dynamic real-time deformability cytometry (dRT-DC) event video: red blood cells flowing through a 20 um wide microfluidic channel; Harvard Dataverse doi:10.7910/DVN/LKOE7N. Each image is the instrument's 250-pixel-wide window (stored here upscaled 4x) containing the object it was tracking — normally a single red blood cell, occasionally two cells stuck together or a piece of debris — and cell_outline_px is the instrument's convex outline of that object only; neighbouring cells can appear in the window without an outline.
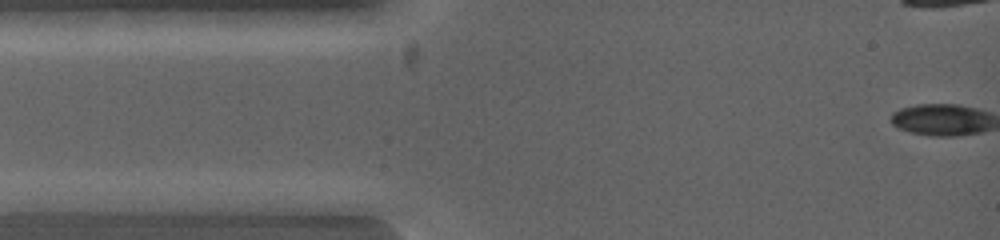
{"species": "common noctule bat (a hibernating species)", "species_latin": "Nyctalus noctula", "temperature_condition": "warm", "stored_images_in_passage": 3, "camera_frame_rate_fps": 5000, "um_per_image_px": 0.085, "animal": {"sex": "female", "body_mass_g": 19.0, "forearm_length_mm": 53.3}, "frame": {"image": 1, "passage_image": 1, "time_ms": 0.0, "image_size_px": [1000, 240], "cell_outline_px": [[308, 200], [304, 216], [292, 216], [216, 208], [216, 200], [264, 192]], "centroid_in_image_um": [22.56, 17.36], "position_along_channel_um": 62.4, "area_um2": 10.87}}